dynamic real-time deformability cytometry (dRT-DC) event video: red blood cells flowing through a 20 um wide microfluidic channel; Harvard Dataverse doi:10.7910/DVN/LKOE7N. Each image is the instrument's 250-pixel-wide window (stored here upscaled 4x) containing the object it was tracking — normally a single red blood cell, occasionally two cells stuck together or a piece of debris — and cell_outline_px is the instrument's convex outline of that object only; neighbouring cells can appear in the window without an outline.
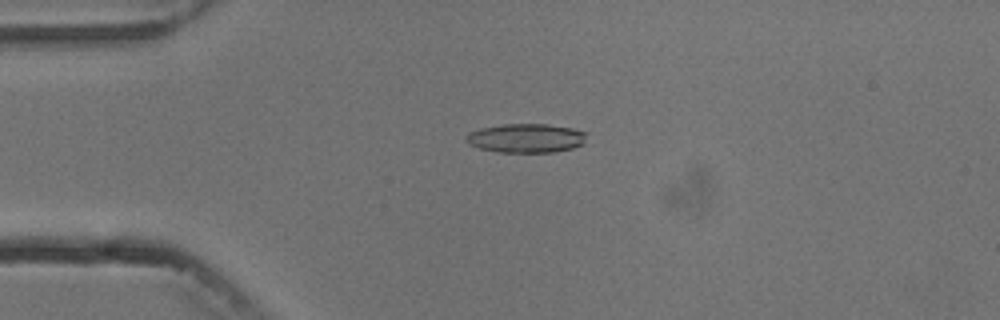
{"species": "common noctule bat (a hibernating species)", "species_latin": "Nyctalus noctula", "temperature_condition": "cold", "stored_images_in_passage": 8, "camera_frame_rate_fps": 3000, "um_per_image_px": 0.085, "animal": {"sex": "male", "body_mass_g": 13.3}, "frame": {"image": 1, "passage_image": 4, "time_ms": 3.333, "image_size_px": [1000, 320], "cell_outline_px": [[588, 132], [584, 144], [572, 148], [552, 152], [500, 152], [480, 148], [468, 144], [464, 140], [464, 136], [468, 132], [480, 128], [504, 124], [548, 124], [572, 128]], "centroid_in_image_um": [44.71, 11.73], "position_along_channel_um": 40.3, "area_um2": 20.58}}
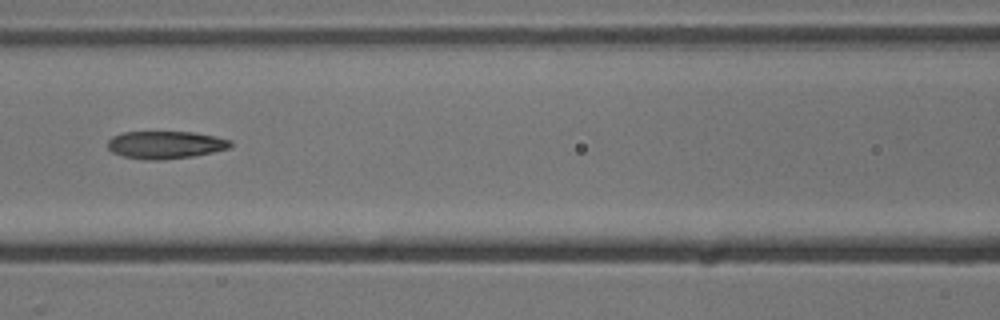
{"frame": {"image": 2, "passage_image": 7, "time_ms": 7.0, "image_size_px": [1000, 320], "cell_outline_px": [[232, 144], [228, 148], [212, 152], [192, 156], [160, 160], [144, 160], [124, 156], [112, 152], [108, 148], [108, 140], [112, 136], [120, 132], [196, 132], [216, 136], [232, 140]], "centroid_in_image_um": [14.05, 12.3], "position_along_channel_um": 152.5, "area_um2": 19.83}}
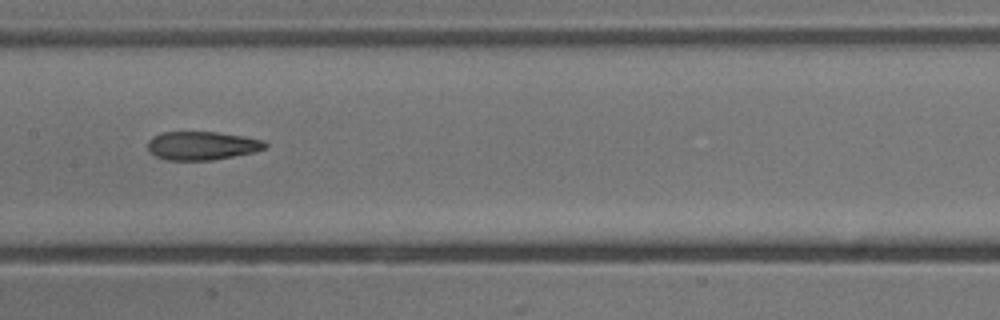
{"frame": {"image": 3, "passage_image": 8, "time_ms": 8.0, "image_size_px": [1000, 320], "cell_outline_px": [[268, 148], [256, 152], [212, 160], [168, 160], [156, 156], [148, 148], [148, 140], [152, 136], [160, 132], [216, 132], [244, 136], [264, 140], [268, 144]], "centroid_in_image_um": [17.22, 12.37], "position_along_channel_um": 190.2, "area_um2": 19.65}}